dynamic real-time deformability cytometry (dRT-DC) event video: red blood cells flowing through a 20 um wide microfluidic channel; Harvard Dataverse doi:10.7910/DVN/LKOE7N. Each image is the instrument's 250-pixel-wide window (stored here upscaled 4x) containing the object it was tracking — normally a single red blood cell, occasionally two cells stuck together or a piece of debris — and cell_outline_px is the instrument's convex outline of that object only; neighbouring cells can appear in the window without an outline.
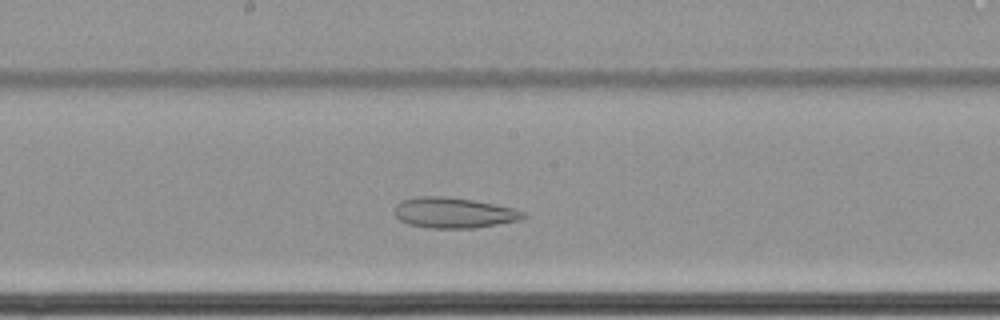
{"species": "common noctule bat (a hibernating species)", "species_latin": "Nyctalus noctula", "temperature_condition": "cold", "stored_images_in_passage": 47, "camera_frame_rate_fps": 3000, "um_per_image_px": 0.085, "animal": {"sex": "female", "body_mass_g": 22.7, "forearm_length_mm": 54.2}, "frame": {"image": 1, "passage_image": 26, "time_ms": 8.333, "image_size_px": [1000, 320], "cell_outline_px": [[528, 216], [520, 220], [476, 228], [424, 228], [408, 224], [400, 220], [396, 216], [396, 204], [400, 200], [420, 196], [444, 196], [472, 200], [512, 208], [524, 212]], "centroid_in_image_um": [38.55, 18.09], "position_along_channel_um": 209.6, "area_um2": 22.89}}
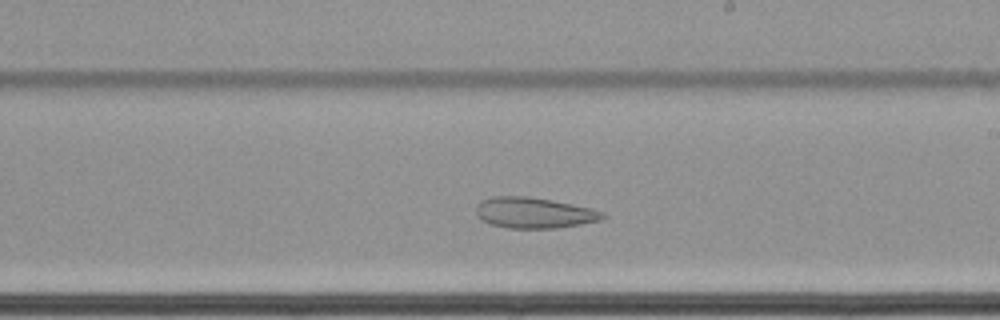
{"frame": {"image": 2, "passage_image": 29, "time_ms": 9.333, "image_size_px": [1000, 320], "cell_outline_px": [[608, 216], [600, 220], [580, 224], [556, 228], [508, 228], [488, 224], [476, 216], [476, 204], [480, 200], [492, 196], [528, 196], [592, 208], [604, 212]], "centroid_in_image_um": [45.35, 18.09], "position_along_channel_um": 243.6, "area_um2": 22.89}}
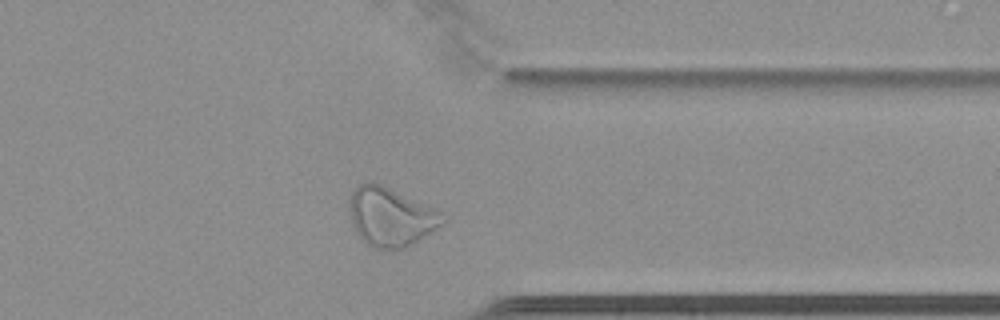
{"frame": {"image": 3, "passage_image": 41, "time_ms": 13.333, "image_size_px": [1000, 320], "cell_outline_px": [[448, 220], [444, 224], [432, 232], [404, 248], [372, 248], [360, 240], [352, 224], [348, 212], [348, 200], [356, 184], [368, 180], [372, 180], [424, 204], [440, 212]], "centroid_in_image_um": [33.14, 18.41], "position_along_channel_um": 378.3, "area_um2": 32.19}, "authors_computed_cell_mechanics": {"area_um2": 29.0734, "velocity_mm_per_s": 3.3988, "shape_relaxation_time_tau1_ms": null, "shape_relaxation_time_tau2_ms": 3.0368, "deformation_change_tau1": null, "deformation_change_tau2": 0.091}}